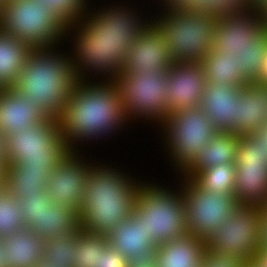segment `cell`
<instances>
[{
	"instance_id": "obj_1",
	"label": "cell",
	"mask_w": 267,
	"mask_h": 267,
	"mask_svg": "<svg viewBox=\"0 0 267 267\" xmlns=\"http://www.w3.org/2000/svg\"><path fill=\"white\" fill-rule=\"evenodd\" d=\"M92 1L85 15L70 23L65 33L73 74L77 80L115 81L133 40L152 22L153 13L145 16L148 9L136 6L139 3L134 0L96 6Z\"/></svg>"
},
{
	"instance_id": "obj_2",
	"label": "cell",
	"mask_w": 267,
	"mask_h": 267,
	"mask_svg": "<svg viewBox=\"0 0 267 267\" xmlns=\"http://www.w3.org/2000/svg\"><path fill=\"white\" fill-rule=\"evenodd\" d=\"M56 120L70 151H86L89 143L106 142L131 129L116 81L77 80Z\"/></svg>"
},
{
	"instance_id": "obj_3",
	"label": "cell",
	"mask_w": 267,
	"mask_h": 267,
	"mask_svg": "<svg viewBox=\"0 0 267 267\" xmlns=\"http://www.w3.org/2000/svg\"><path fill=\"white\" fill-rule=\"evenodd\" d=\"M93 159L79 213L80 229L108 235L132 214L145 176L136 177L116 164ZM120 167V168H119ZM144 177V178H143ZM142 181H141V180Z\"/></svg>"
},
{
	"instance_id": "obj_4",
	"label": "cell",
	"mask_w": 267,
	"mask_h": 267,
	"mask_svg": "<svg viewBox=\"0 0 267 267\" xmlns=\"http://www.w3.org/2000/svg\"><path fill=\"white\" fill-rule=\"evenodd\" d=\"M64 44L31 48L13 86L30 105L38 106L49 118H57L62 113L77 82L70 52Z\"/></svg>"
},
{
	"instance_id": "obj_5",
	"label": "cell",
	"mask_w": 267,
	"mask_h": 267,
	"mask_svg": "<svg viewBox=\"0 0 267 267\" xmlns=\"http://www.w3.org/2000/svg\"><path fill=\"white\" fill-rule=\"evenodd\" d=\"M211 50L223 51L249 83H258L267 56V27L261 8L217 18Z\"/></svg>"
},
{
	"instance_id": "obj_6",
	"label": "cell",
	"mask_w": 267,
	"mask_h": 267,
	"mask_svg": "<svg viewBox=\"0 0 267 267\" xmlns=\"http://www.w3.org/2000/svg\"><path fill=\"white\" fill-rule=\"evenodd\" d=\"M151 179H146L138 190L133 211L142 219L150 239L159 246L188 235L185 202L178 184L169 186L165 181Z\"/></svg>"
},
{
	"instance_id": "obj_7",
	"label": "cell",
	"mask_w": 267,
	"mask_h": 267,
	"mask_svg": "<svg viewBox=\"0 0 267 267\" xmlns=\"http://www.w3.org/2000/svg\"><path fill=\"white\" fill-rule=\"evenodd\" d=\"M6 150L10 164L26 174L40 175L46 186L50 173L70 151L56 118L6 136Z\"/></svg>"
},
{
	"instance_id": "obj_8",
	"label": "cell",
	"mask_w": 267,
	"mask_h": 267,
	"mask_svg": "<svg viewBox=\"0 0 267 267\" xmlns=\"http://www.w3.org/2000/svg\"><path fill=\"white\" fill-rule=\"evenodd\" d=\"M153 11L152 23L162 32L174 62L201 63L207 57L214 44L217 18L156 7Z\"/></svg>"
},
{
	"instance_id": "obj_9",
	"label": "cell",
	"mask_w": 267,
	"mask_h": 267,
	"mask_svg": "<svg viewBox=\"0 0 267 267\" xmlns=\"http://www.w3.org/2000/svg\"><path fill=\"white\" fill-rule=\"evenodd\" d=\"M155 132L160 136V145L164 149L162 151L168 158L167 162H171L170 169L173 168L172 175L175 177L195 160L199 151L219 131L205 111L197 107L171 113Z\"/></svg>"
},
{
	"instance_id": "obj_10",
	"label": "cell",
	"mask_w": 267,
	"mask_h": 267,
	"mask_svg": "<svg viewBox=\"0 0 267 267\" xmlns=\"http://www.w3.org/2000/svg\"><path fill=\"white\" fill-rule=\"evenodd\" d=\"M0 29L31 48L54 47L65 43L67 26L37 0H7Z\"/></svg>"
},
{
	"instance_id": "obj_11",
	"label": "cell",
	"mask_w": 267,
	"mask_h": 267,
	"mask_svg": "<svg viewBox=\"0 0 267 267\" xmlns=\"http://www.w3.org/2000/svg\"><path fill=\"white\" fill-rule=\"evenodd\" d=\"M115 81L131 125L133 122L143 123V126L147 123L149 128L158 129L166 121L167 70L153 74H143V71L121 73Z\"/></svg>"
},
{
	"instance_id": "obj_12",
	"label": "cell",
	"mask_w": 267,
	"mask_h": 267,
	"mask_svg": "<svg viewBox=\"0 0 267 267\" xmlns=\"http://www.w3.org/2000/svg\"><path fill=\"white\" fill-rule=\"evenodd\" d=\"M179 178V179H178ZM185 202L187 233L206 240L232 216L239 205L233 193H216L200 188L191 178L175 176Z\"/></svg>"
},
{
	"instance_id": "obj_13",
	"label": "cell",
	"mask_w": 267,
	"mask_h": 267,
	"mask_svg": "<svg viewBox=\"0 0 267 267\" xmlns=\"http://www.w3.org/2000/svg\"><path fill=\"white\" fill-rule=\"evenodd\" d=\"M261 207L239 204L205 240V248L252 262L260 245Z\"/></svg>"
},
{
	"instance_id": "obj_14",
	"label": "cell",
	"mask_w": 267,
	"mask_h": 267,
	"mask_svg": "<svg viewBox=\"0 0 267 267\" xmlns=\"http://www.w3.org/2000/svg\"><path fill=\"white\" fill-rule=\"evenodd\" d=\"M93 159L85 151H69L50 173L46 191L52 202L81 212L90 162Z\"/></svg>"
},
{
	"instance_id": "obj_15",
	"label": "cell",
	"mask_w": 267,
	"mask_h": 267,
	"mask_svg": "<svg viewBox=\"0 0 267 267\" xmlns=\"http://www.w3.org/2000/svg\"><path fill=\"white\" fill-rule=\"evenodd\" d=\"M168 115L200 107L206 77L201 63L174 62L167 69Z\"/></svg>"
},
{
	"instance_id": "obj_16",
	"label": "cell",
	"mask_w": 267,
	"mask_h": 267,
	"mask_svg": "<svg viewBox=\"0 0 267 267\" xmlns=\"http://www.w3.org/2000/svg\"><path fill=\"white\" fill-rule=\"evenodd\" d=\"M174 63L162 32L151 22L133 40L122 73H159Z\"/></svg>"
},
{
	"instance_id": "obj_17",
	"label": "cell",
	"mask_w": 267,
	"mask_h": 267,
	"mask_svg": "<svg viewBox=\"0 0 267 267\" xmlns=\"http://www.w3.org/2000/svg\"><path fill=\"white\" fill-rule=\"evenodd\" d=\"M47 118L38 106L30 105L27 98L13 87L0 89V132L5 136L41 124Z\"/></svg>"
},
{
	"instance_id": "obj_18",
	"label": "cell",
	"mask_w": 267,
	"mask_h": 267,
	"mask_svg": "<svg viewBox=\"0 0 267 267\" xmlns=\"http://www.w3.org/2000/svg\"><path fill=\"white\" fill-rule=\"evenodd\" d=\"M241 87L206 82L200 107L219 132H232L237 117V96Z\"/></svg>"
},
{
	"instance_id": "obj_19",
	"label": "cell",
	"mask_w": 267,
	"mask_h": 267,
	"mask_svg": "<svg viewBox=\"0 0 267 267\" xmlns=\"http://www.w3.org/2000/svg\"><path fill=\"white\" fill-rule=\"evenodd\" d=\"M267 121V86L249 83L237 96V117L232 133L239 136L256 133Z\"/></svg>"
},
{
	"instance_id": "obj_20",
	"label": "cell",
	"mask_w": 267,
	"mask_h": 267,
	"mask_svg": "<svg viewBox=\"0 0 267 267\" xmlns=\"http://www.w3.org/2000/svg\"><path fill=\"white\" fill-rule=\"evenodd\" d=\"M235 165V199L262 207L267 202V162L236 161Z\"/></svg>"
},
{
	"instance_id": "obj_21",
	"label": "cell",
	"mask_w": 267,
	"mask_h": 267,
	"mask_svg": "<svg viewBox=\"0 0 267 267\" xmlns=\"http://www.w3.org/2000/svg\"><path fill=\"white\" fill-rule=\"evenodd\" d=\"M239 135L232 132H218L204 146L195 160L179 175L191 178L199 170L220 164H235L237 159Z\"/></svg>"
},
{
	"instance_id": "obj_22",
	"label": "cell",
	"mask_w": 267,
	"mask_h": 267,
	"mask_svg": "<svg viewBox=\"0 0 267 267\" xmlns=\"http://www.w3.org/2000/svg\"><path fill=\"white\" fill-rule=\"evenodd\" d=\"M0 240L5 250L6 267H37L41 264L44 240L32 230L25 228Z\"/></svg>"
},
{
	"instance_id": "obj_23",
	"label": "cell",
	"mask_w": 267,
	"mask_h": 267,
	"mask_svg": "<svg viewBox=\"0 0 267 267\" xmlns=\"http://www.w3.org/2000/svg\"><path fill=\"white\" fill-rule=\"evenodd\" d=\"M156 251L158 267H199L205 241L186 235L157 246Z\"/></svg>"
},
{
	"instance_id": "obj_24",
	"label": "cell",
	"mask_w": 267,
	"mask_h": 267,
	"mask_svg": "<svg viewBox=\"0 0 267 267\" xmlns=\"http://www.w3.org/2000/svg\"><path fill=\"white\" fill-rule=\"evenodd\" d=\"M107 236L109 245L125 258L137 254L142 249L157 247L146 233L142 219L134 211Z\"/></svg>"
},
{
	"instance_id": "obj_25",
	"label": "cell",
	"mask_w": 267,
	"mask_h": 267,
	"mask_svg": "<svg viewBox=\"0 0 267 267\" xmlns=\"http://www.w3.org/2000/svg\"><path fill=\"white\" fill-rule=\"evenodd\" d=\"M31 47L0 29V88L13 87Z\"/></svg>"
},
{
	"instance_id": "obj_26",
	"label": "cell",
	"mask_w": 267,
	"mask_h": 267,
	"mask_svg": "<svg viewBox=\"0 0 267 267\" xmlns=\"http://www.w3.org/2000/svg\"><path fill=\"white\" fill-rule=\"evenodd\" d=\"M79 230V213L68 206L52 202L44 210L32 232L45 241L56 234Z\"/></svg>"
},
{
	"instance_id": "obj_27",
	"label": "cell",
	"mask_w": 267,
	"mask_h": 267,
	"mask_svg": "<svg viewBox=\"0 0 267 267\" xmlns=\"http://www.w3.org/2000/svg\"><path fill=\"white\" fill-rule=\"evenodd\" d=\"M201 65L206 82L238 87L249 84L241 70L223 56V51L210 50L207 57L201 61Z\"/></svg>"
},
{
	"instance_id": "obj_28",
	"label": "cell",
	"mask_w": 267,
	"mask_h": 267,
	"mask_svg": "<svg viewBox=\"0 0 267 267\" xmlns=\"http://www.w3.org/2000/svg\"><path fill=\"white\" fill-rule=\"evenodd\" d=\"M78 231L60 233L44 241L41 264L46 267H73Z\"/></svg>"
},
{
	"instance_id": "obj_29",
	"label": "cell",
	"mask_w": 267,
	"mask_h": 267,
	"mask_svg": "<svg viewBox=\"0 0 267 267\" xmlns=\"http://www.w3.org/2000/svg\"><path fill=\"white\" fill-rule=\"evenodd\" d=\"M235 164H220L199 170L191 179L202 189L216 193H235Z\"/></svg>"
},
{
	"instance_id": "obj_30",
	"label": "cell",
	"mask_w": 267,
	"mask_h": 267,
	"mask_svg": "<svg viewBox=\"0 0 267 267\" xmlns=\"http://www.w3.org/2000/svg\"><path fill=\"white\" fill-rule=\"evenodd\" d=\"M5 189L18 201L29 195L47 192L40 175L26 174L17 164H10L6 169Z\"/></svg>"
},
{
	"instance_id": "obj_31",
	"label": "cell",
	"mask_w": 267,
	"mask_h": 267,
	"mask_svg": "<svg viewBox=\"0 0 267 267\" xmlns=\"http://www.w3.org/2000/svg\"><path fill=\"white\" fill-rule=\"evenodd\" d=\"M108 246L109 239L107 235L80 229L77 241L80 252L76 253L74 257L73 267H97L100 253Z\"/></svg>"
},
{
	"instance_id": "obj_32",
	"label": "cell",
	"mask_w": 267,
	"mask_h": 267,
	"mask_svg": "<svg viewBox=\"0 0 267 267\" xmlns=\"http://www.w3.org/2000/svg\"><path fill=\"white\" fill-rule=\"evenodd\" d=\"M25 228L19 201L4 189L0 192V239Z\"/></svg>"
},
{
	"instance_id": "obj_33",
	"label": "cell",
	"mask_w": 267,
	"mask_h": 267,
	"mask_svg": "<svg viewBox=\"0 0 267 267\" xmlns=\"http://www.w3.org/2000/svg\"><path fill=\"white\" fill-rule=\"evenodd\" d=\"M41 4H47L66 26L78 22L89 10L91 0H37Z\"/></svg>"
},
{
	"instance_id": "obj_34",
	"label": "cell",
	"mask_w": 267,
	"mask_h": 267,
	"mask_svg": "<svg viewBox=\"0 0 267 267\" xmlns=\"http://www.w3.org/2000/svg\"><path fill=\"white\" fill-rule=\"evenodd\" d=\"M52 203L48 193H36L19 200L23 222L27 229L32 230L38 223L44 210Z\"/></svg>"
},
{
	"instance_id": "obj_35",
	"label": "cell",
	"mask_w": 267,
	"mask_h": 267,
	"mask_svg": "<svg viewBox=\"0 0 267 267\" xmlns=\"http://www.w3.org/2000/svg\"><path fill=\"white\" fill-rule=\"evenodd\" d=\"M236 161L267 162L264 141L257 133L239 136Z\"/></svg>"
},
{
	"instance_id": "obj_36",
	"label": "cell",
	"mask_w": 267,
	"mask_h": 267,
	"mask_svg": "<svg viewBox=\"0 0 267 267\" xmlns=\"http://www.w3.org/2000/svg\"><path fill=\"white\" fill-rule=\"evenodd\" d=\"M255 9L251 0H204L203 14L214 18Z\"/></svg>"
},
{
	"instance_id": "obj_37",
	"label": "cell",
	"mask_w": 267,
	"mask_h": 267,
	"mask_svg": "<svg viewBox=\"0 0 267 267\" xmlns=\"http://www.w3.org/2000/svg\"><path fill=\"white\" fill-rule=\"evenodd\" d=\"M246 262L237 257L220 254L205 248L199 267H244Z\"/></svg>"
},
{
	"instance_id": "obj_38",
	"label": "cell",
	"mask_w": 267,
	"mask_h": 267,
	"mask_svg": "<svg viewBox=\"0 0 267 267\" xmlns=\"http://www.w3.org/2000/svg\"><path fill=\"white\" fill-rule=\"evenodd\" d=\"M156 1L157 0H153V3L157 5L156 8H158V10L189 11L191 13L203 14L204 0H158L157 3Z\"/></svg>"
},
{
	"instance_id": "obj_39",
	"label": "cell",
	"mask_w": 267,
	"mask_h": 267,
	"mask_svg": "<svg viewBox=\"0 0 267 267\" xmlns=\"http://www.w3.org/2000/svg\"><path fill=\"white\" fill-rule=\"evenodd\" d=\"M127 267H158L156 248H145L127 258Z\"/></svg>"
},
{
	"instance_id": "obj_40",
	"label": "cell",
	"mask_w": 267,
	"mask_h": 267,
	"mask_svg": "<svg viewBox=\"0 0 267 267\" xmlns=\"http://www.w3.org/2000/svg\"><path fill=\"white\" fill-rule=\"evenodd\" d=\"M97 267H127V258L109 245L100 253Z\"/></svg>"
},
{
	"instance_id": "obj_41",
	"label": "cell",
	"mask_w": 267,
	"mask_h": 267,
	"mask_svg": "<svg viewBox=\"0 0 267 267\" xmlns=\"http://www.w3.org/2000/svg\"><path fill=\"white\" fill-rule=\"evenodd\" d=\"M0 164L7 169L10 165L6 150V136L0 132Z\"/></svg>"
},
{
	"instance_id": "obj_42",
	"label": "cell",
	"mask_w": 267,
	"mask_h": 267,
	"mask_svg": "<svg viewBox=\"0 0 267 267\" xmlns=\"http://www.w3.org/2000/svg\"><path fill=\"white\" fill-rule=\"evenodd\" d=\"M260 245L267 247V215L261 209L260 218Z\"/></svg>"
},
{
	"instance_id": "obj_43",
	"label": "cell",
	"mask_w": 267,
	"mask_h": 267,
	"mask_svg": "<svg viewBox=\"0 0 267 267\" xmlns=\"http://www.w3.org/2000/svg\"><path fill=\"white\" fill-rule=\"evenodd\" d=\"M252 263L256 267H267V247H260L254 256Z\"/></svg>"
},
{
	"instance_id": "obj_44",
	"label": "cell",
	"mask_w": 267,
	"mask_h": 267,
	"mask_svg": "<svg viewBox=\"0 0 267 267\" xmlns=\"http://www.w3.org/2000/svg\"><path fill=\"white\" fill-rule=\"evenodd\" d=\"M264 141V149L267 153V121L266 123L261 127L259 131L256 132Z\"/></svg>"
},
{
	"instance_id": "obj_45",
	"label": "cell",
	"mask_w": 267,
	"mask_h": 267,
	"mask_svg": "<svg viewBox=\"0 0 267 267\" xmlns=\"http://www.w3.org/2000/svg\"><path fill=\"white\" fill-rule=\"evenodd\" d=\"M6 169L0 164V192L5 189Z\"/></svg>"
},
{
	"instance_id": "obj_46",
	"label": "cell",
	"mask_w": 267,
	"mask_h": 267,
	"mask_svg": "<svg viewBox=\"0 0 267 267\" xmlns=\"http://www.w3.org/2000/svg\"><path fill=\"white\" fill-rule=\"evenodd\" d=\"M258 83L267 86V56L264 60L263 76Z\"/></svg>"
},
{
	"instance_id": "obj_47",
	"label": "cell",
	"mask_w": 267,
	"mask_h": 267,
	"mask_svg": "<svg viewBox=\"0 0 267 267\" xmlns=\"http://www.w3.org/2000/svg\"><path fill=\"white\" fill-rule=\"evenodd\" d=\"M4 248L1 244V240H0V267H6V261H5V258H4Z\"/></svg>"
},
{
	"instance_id": "obj_48",
	"label": "cell",
	"mask_w": 267,
	"mask_h": 267,
	"mask_svg": "<svg viewBox=\"0 0 267 267\" xmlns=\"http://www.w3.org/2000/svg\"><path fill=\"white\" fill-rule=\"evenodd\" d=\"M261 14L263 16V20L267 27V2L261 7Z\"/></svg>"
},
{
	"instance_id": "obj_49",
	"label": "cell",
	"mask_w": 267,
	"mask_h": 267,
	"mask_svg": "<svg viewBox=\"0 0 267 267\" xmlns=\"http://www.w3.org/2000/svg\"><path fill=\"white\" fill-rule=\"evenodd\" d=\"M251 2L255 8H261L267 2V0H251Z\"/></svg>"
},
{
	"instance_id": "obj_50",
	"label": "cell",
	"mask_w": 267,
	"mask_h": 267,
	"mask_svg": "<svg viewBox=\"0 0 267 267\" xmlns=\"http://www.w3.org/2000/svg\"><path fill=\"white\" fill-rule=\"evenodd\" d=\"M4 4H5V0H0V21L3 15Z\"/></svg>"
},
{
	"instance_id": "obj_51",
	"label": "cell",
	"mask_w": 267,
	"mask_h": 267,
	"mask_svg": "<svg viewBox=\"0 0 267 267\" xmlns=\"http://www.w3.org/2000/svg\"><path fill=\"white\" fill-rule=\"evenodd\" d=\"M261 209L267 215V202L261 207Z\"/></svg>"
},
{
	"instance_id": "obj_52",
	"label": "cell",
	"mask_w": 267,
	"mask_h": 267,
	"mask_svg": "<svg viewBox=\"0 0 267 267\" xmlns=\"http://www.w3.org/2000/svg\"><path fill=\"white\" fill-rule=\"evenodd\" d=\"M244 267H256L252 262H247Z\"/></svg>"
}]
</instances>
